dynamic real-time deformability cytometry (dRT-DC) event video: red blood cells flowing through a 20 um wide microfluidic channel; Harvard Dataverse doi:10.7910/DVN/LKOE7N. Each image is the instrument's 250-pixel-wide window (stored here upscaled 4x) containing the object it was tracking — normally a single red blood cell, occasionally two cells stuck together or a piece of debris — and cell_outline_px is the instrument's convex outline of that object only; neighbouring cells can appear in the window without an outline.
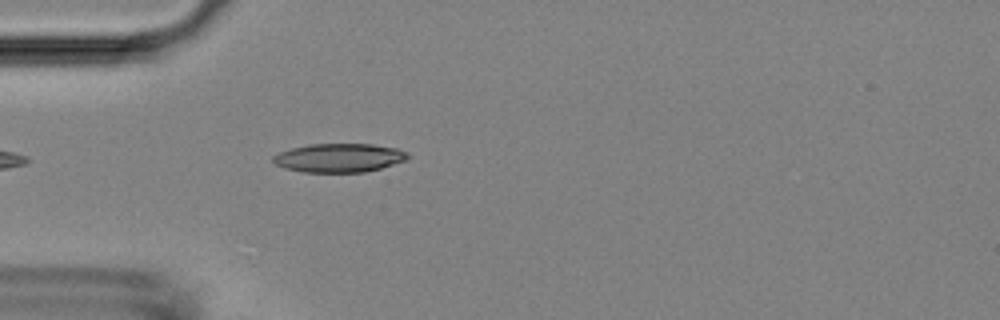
{"species": "Egyptian fruit bat (a non-hibernating species)", "species_latin": "Rousettus aegyptiacus", "temperature_condition": "room temperature", "stored_images_in_passage": 5, "camera_frame_rate_fps": 3000, "um_per_image_px": 0.085, "animal": {"sex": "female"}, "frame": {"image": 1, "passage_image": 5, "time_ms": 4.333, "image_size_px": [1000, 320], "cell_outline_px": [[408, 160], [380, 168], [364, 172], [304, 172], [284, 168], [276, 164], [272, 160], [272, 156], [280, 152], [292, 148], [308, 144], [372, 144], [396, 148], [408, 152]], "centroid_in_image_um": [28.83, 13.41], "position_along_channel_um": 56.2, "area_um2": 22.54}}